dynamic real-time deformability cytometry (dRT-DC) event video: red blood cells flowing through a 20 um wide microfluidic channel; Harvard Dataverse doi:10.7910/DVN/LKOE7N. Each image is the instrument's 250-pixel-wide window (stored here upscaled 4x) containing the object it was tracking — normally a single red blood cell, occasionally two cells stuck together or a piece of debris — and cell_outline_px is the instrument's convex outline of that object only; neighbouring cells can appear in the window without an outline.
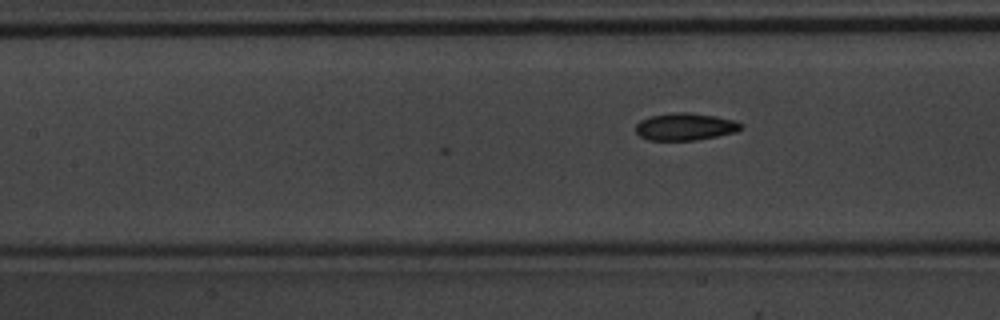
{"species": "common noctule bat (a hibernating species)", "species_latin": "Nyctalus noctula", "temperature_condition": "warm", "stored_images_in_passage": 12, "camera_frame_rate_fps": 3000, "um_per_image_px": 0.085, "animal": {"sex": "male", "body_mass_g": 20.1, "forearm_length_mm": 53.5}, "frame": {"image": 1, "passage_image": 12, "time_ms": 3.667, "image_size_px": [1000, 320], "cell_outline_px": [[744, 124], [736, 132], [696, 140], [648, 140], [640, 136], [636, 132], [636, 124], [640, 120], [652, 116], [672, 112], [688, 112], [716, 116], [736, 120]], "centroid_in_image_um": [58.25, 10.76], "position_along_channel_um": 149.1, "area_um2": 16.76}}